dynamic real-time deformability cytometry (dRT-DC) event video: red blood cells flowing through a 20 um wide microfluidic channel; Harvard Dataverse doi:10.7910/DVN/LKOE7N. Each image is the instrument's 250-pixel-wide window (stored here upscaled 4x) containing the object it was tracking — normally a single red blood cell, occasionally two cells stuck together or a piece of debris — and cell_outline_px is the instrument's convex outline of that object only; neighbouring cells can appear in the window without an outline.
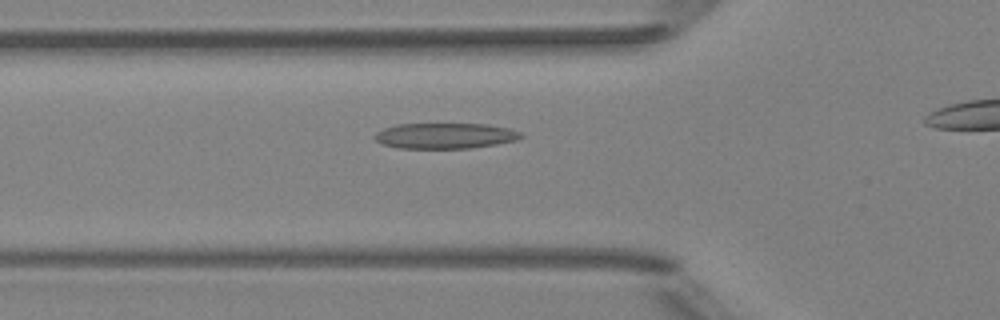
{"species": "Egyptian fruit bat (a non-hibernating species)", "species_latin": "Rousettus aegyptiacus", "temperature_condition": "room temperature", "stored_images_in_passage": 37, "camera_frame_rate_fps": 3000, "um_per_image_px": 0.085, "animal": {"sex": "female"}, "frame": {"image": 1, "passage_image": 13, "time_ms": 4.0, "image_size_px": [1000, 320], "cell_outline_px": [[524, 136], [516, 140], [496, 144], [468, 148], [400, 148], [384, 144], [376, 140], [372, 136], [376, 132], [384, 128], [396, 124], [488, 124], [508, 128], [520, 132]], "centroid_in_image_um": [37.82, 11.53], "position_along_channel_um": 88.0, "area_um2": 21.73}}
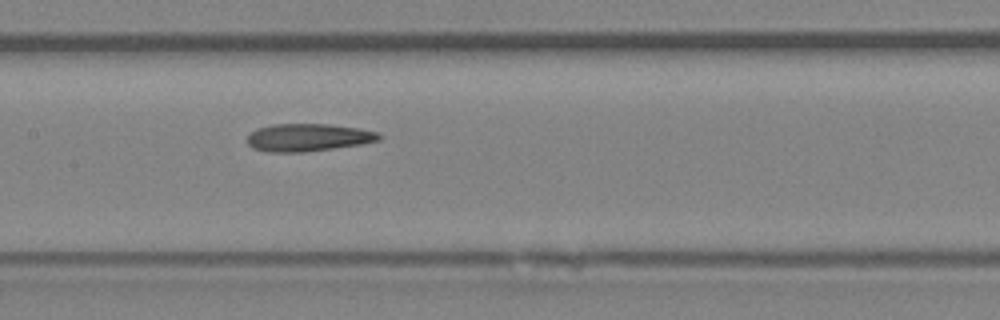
{"frame": {"image": 2, "passage_image": 20, "time_ms": 6.333, "image_size_px": [1000, 320], "cell_outline_px": [[384, 136], [380, 140], [360, 144], [304, 152], [268, 152], [252, 148], [248, 144], [248, 136], [256, 128], [272, 124], [328, 124], [360, 128], [380, 132]], "centroid_in_image_um": [26.22, 11.68], "position_along_channel_um": 181.2, "area_um2": 21.33}}
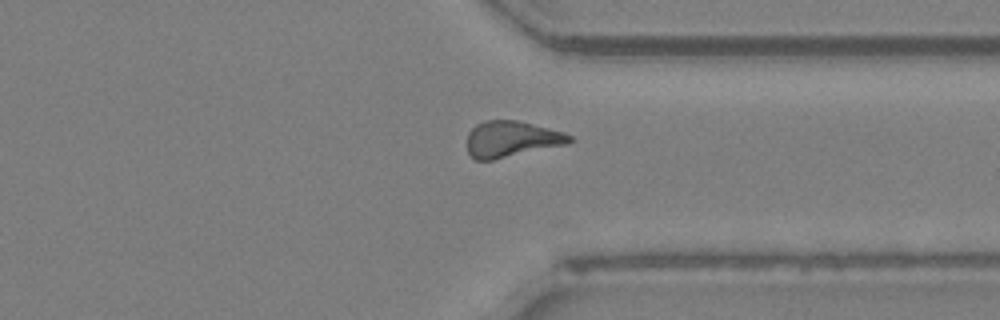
{"frame": {"image": 3, "passage_image": 34, "time_ms": 11.0, "image_size_px": [1000, 320], "cell_outline_px": [[572, 140], [568, 144], [492, 160], [476, 160], [468, 152], [468, 132], [476, 124], [484, 120], [516, 120], [564, 132], [572, 136]], "centroid_in_image_um": [43.47, 11.82], "position_along_channel_um": 367.9, "area_um2": 21.44}}